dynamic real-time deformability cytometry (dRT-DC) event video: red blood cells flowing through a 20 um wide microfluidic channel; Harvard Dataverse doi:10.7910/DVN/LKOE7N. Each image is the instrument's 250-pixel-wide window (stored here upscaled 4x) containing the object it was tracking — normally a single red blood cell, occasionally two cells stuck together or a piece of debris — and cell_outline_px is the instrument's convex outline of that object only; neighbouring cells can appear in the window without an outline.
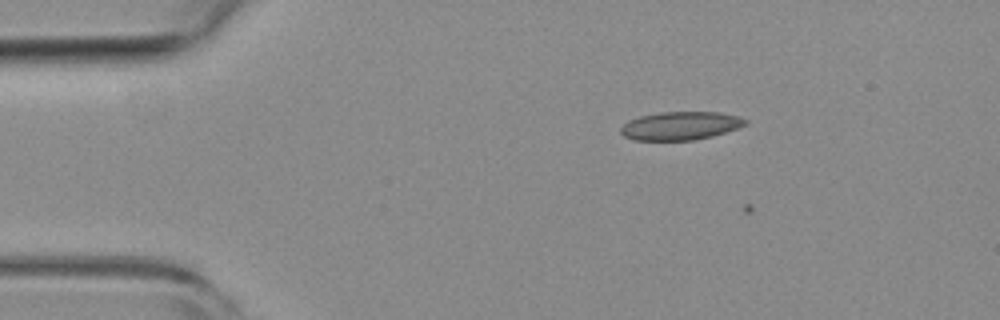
{"species": "common noctule bat (a hibernating species)", "species_latin": "Nyctalus noctula", "temperature_condition": "room temperature", "stored_images_in_passage": 4, "camera_frame_rate_fps": 3000, "um_per_image_px": 0.085, "animal": {"sex": "female", "body_mass_g": 19.3, "forearm_length_mm": 54.1}, "frame": {"image": 1, "passage_image": 3, "time_ms": 0.667, "image_size_px": [1000, 320], "cell_outline_px": [[748, 124], [712, 136], [692, 140], [632, 140], [624, 136], [620, 132], [620, 128], [628, 120], [640, 116], [660, 112], [720, 112], [736, 116], [748, 120]], "centroid_in_image_um": [57.81, 10.69], "position_along_channel_um": 27.2, "area_um2": 20.46}}